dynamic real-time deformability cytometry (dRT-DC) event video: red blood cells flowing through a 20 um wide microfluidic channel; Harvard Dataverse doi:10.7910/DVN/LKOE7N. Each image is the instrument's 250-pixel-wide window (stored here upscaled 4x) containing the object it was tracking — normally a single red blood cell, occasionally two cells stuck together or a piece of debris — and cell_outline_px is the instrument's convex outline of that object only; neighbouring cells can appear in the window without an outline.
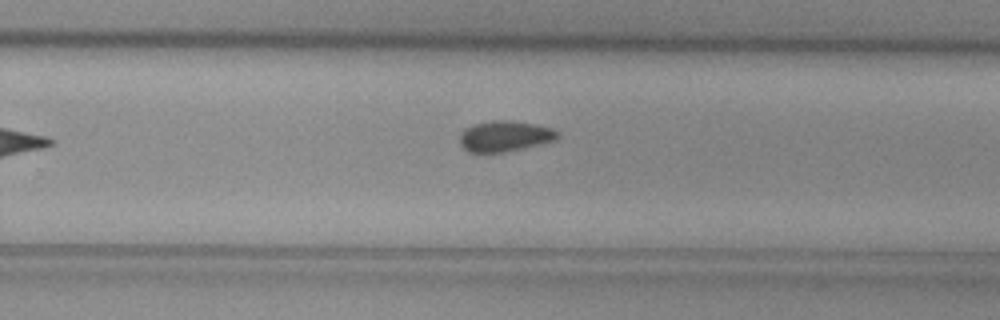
{"species": "common noctule bat (a hibernating species)", "species_latin": "Nyctalus noctula", "temperature_condition": "cold", "stored_images_in_passage": 10, "camera_frame_rate_fps": 3000, "um_per_image_px": 0.085, "animal": {"sex": "female", "body_mass_g": 29.2, "forearm_length_mm": 56.3}, "frame": {"image": 1, "passage_image": 9, "time_ms": 9.667, "image_size_px": [1000, 320], "cell_outline_px": [[560, 136], [556, 140], [524, 148], [504, 152], [468, 152], [460, 144], [460, 132], [464, 128], [472, 124], [492, 120], [512, 120], [536, 124], [552, 128], [560, 132]], "centroid_in_image_um": [42.92, 11.56], "position_along_channel_um": 286.9, "area_um2": 17.8}}